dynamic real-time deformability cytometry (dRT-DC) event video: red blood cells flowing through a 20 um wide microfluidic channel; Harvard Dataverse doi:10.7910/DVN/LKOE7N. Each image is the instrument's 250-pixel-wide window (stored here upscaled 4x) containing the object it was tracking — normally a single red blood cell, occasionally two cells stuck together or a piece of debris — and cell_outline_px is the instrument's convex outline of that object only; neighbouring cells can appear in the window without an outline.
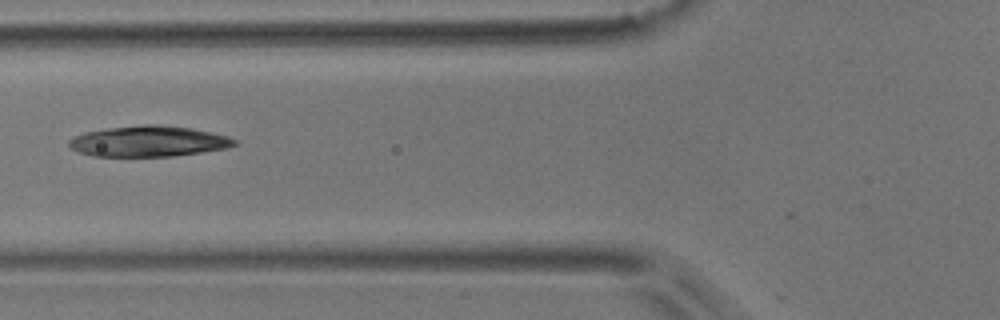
{"species": "common noctule bat (a hibernating species)", "species_latin": "Nyctalus noctula", "temperature_condition": "room temperature", "stored_images_in_passage": 2, "camera_frame_rate_fps": 3000, "um_per_image_px": 0.085, "animal": {"sex": "male", "body_mass_g": 17.9}, "frame": {"image": 1, "passage_image": 2, "time_ms": 1.0, "image_size_px": [1000, 320], "cell_outline_px": [[240, 144], [228, 148], [172, 156], [92, 156], [76, 152], [68, 144], [68, 140], [72, 136], [84, 132], [108, 128], [144, 124], [156, 124], [192, 128], [228, 136], [236, 140]], "centroid_in_image_um": [12.61, 12.01], "position_along_channel_um": 113.2, "area_um2": 29.82}}